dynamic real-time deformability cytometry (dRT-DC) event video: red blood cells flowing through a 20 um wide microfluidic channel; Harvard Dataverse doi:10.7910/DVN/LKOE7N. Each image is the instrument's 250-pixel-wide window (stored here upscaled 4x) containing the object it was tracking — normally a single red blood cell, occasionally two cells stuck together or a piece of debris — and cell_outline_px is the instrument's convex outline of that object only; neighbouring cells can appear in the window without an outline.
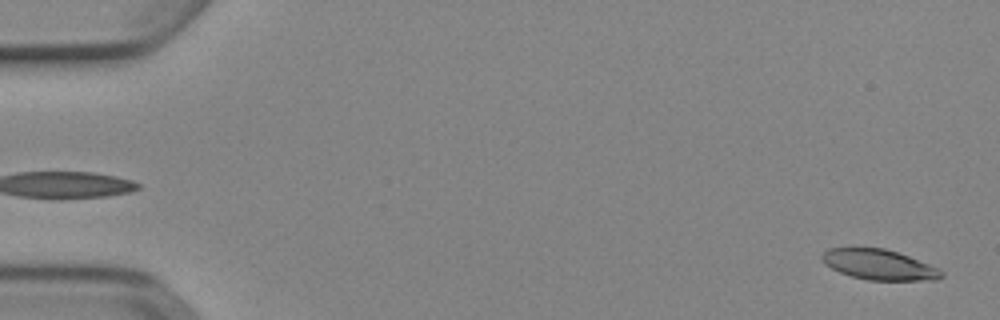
{"species": "Egyptian fruit bat (a non-hibernating species)", "species_latin": "Rousettus aegyptiacus", "temperature_condition": "cold", "stored_images_in_passage": 53, "camera_frame_rate_fps": 3000, "um_per_image_px": 0.085, "animal": {"sex": "female"}, "frame": {"image": 1, "passage_image": 1, "time_ms": 0.0, "image_size_px": [1000, 320], "cell_outline_px": [[944, 276], [936, 280], [868, 280], [852, 276], [840, 272], [824, 264], [820, 256], [828, 248], [884, 248], [908, 256], [940, 268], [944, 272]], "centroid_in_image_um": [74.74, 22.5], "position_along_channel_um": 10.3, "area_um2": 21.04}}
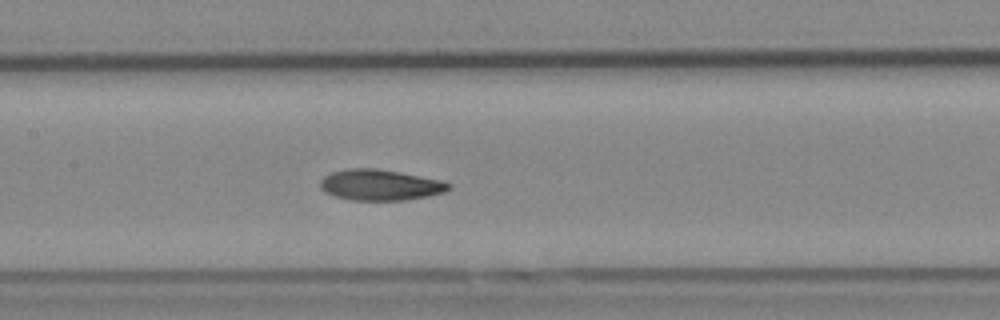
{"frame": {"image": 2, "passage_image": 25, "time_ms": 8.0, "image_size_px": [1000, 320], "cell_outline_px": [[452, 188], [444, 192], [428, 196], [404, 200], [348, 200], [324, 192], [320, 188], [320, 180], [324, 176], [332, 172], [344, 168], [376, 168], [400, 172], [440, 180], [452, 184]], "centroid_in_image_um": [32.29, 15.71], "position_along_channel_um": 175.1, "area_um2": 23.24}}
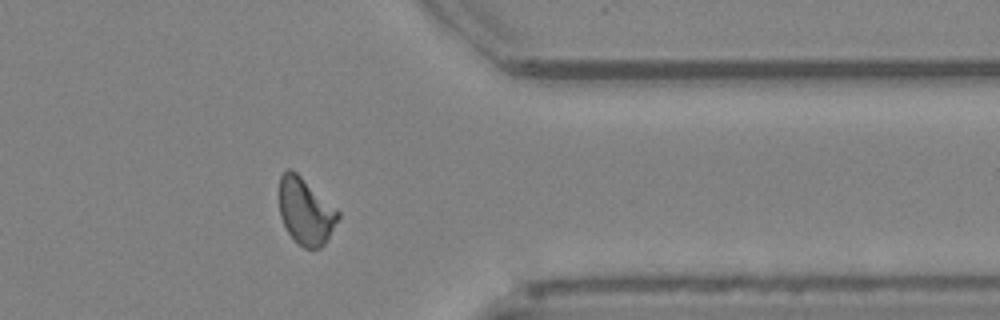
{"frame": {"image": 3, "passage_image": 42, "time_ms": 13.667, "image_size_px": [1000, 320], "cell_outline_px": [[340, 216], [328, 240], [320, 248], [304, 248], [288, 232], [280, 216], [280, 176], [288, 168], [292, 168], [340, 212]], "centroid_in_image_um": [25.99, 17.96], "position_along_channel_um": 385.4, "area_um2": 22.54}, "authors_computed_cell_mechanics": {"area_um2": 22.542, "velocity_mm_per_s": 3.8799, "shape_relaxation_time_tau1_ms": 4.6578, "shape_relaxation_time_tau2_ms": 2.999, "deformation_change_tau1": 0.1517, "deformation_change_tau2": 0.0863}}